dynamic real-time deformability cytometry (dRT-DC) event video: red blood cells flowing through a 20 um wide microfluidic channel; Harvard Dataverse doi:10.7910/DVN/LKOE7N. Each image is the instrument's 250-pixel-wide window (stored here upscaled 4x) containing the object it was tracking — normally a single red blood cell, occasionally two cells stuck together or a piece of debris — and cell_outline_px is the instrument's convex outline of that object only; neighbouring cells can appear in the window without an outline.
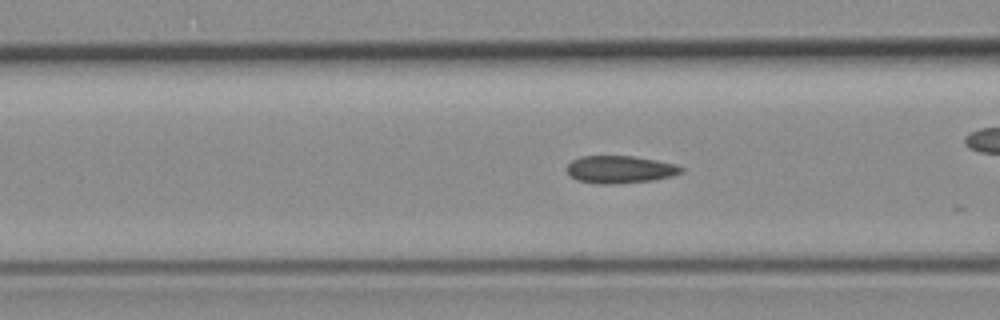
{"species": "common noctule bat (a hibernating species)", "species_latin": "Nyctalus noctula", "temperature_condition": "room temperature", "stored_images_in_passage": 25, "camera_frame_rate_fps": 3000, "um_per_image_px": 0.085, "animal": {"sex": "female", "body_mass_g": 19.3, "forearm_length_mm": 54.1}, "frame": {"image": 1, "passage_image": 17, "time_ms": 5.333, "image_size_px": [1000, 320], "cell_outline_px": [[684, 172], [672, 176], [652, 180], [612, 184], [596, 184], [576, 180], [568, 172], [568, 164], [572, 160], [580, 156], [632, 156], [656, 160], [676, 164], [684, 168]], "centroid_in_image_um": [52.72, 14.4], "position_along_channel_um": 113.9, "area_um2": 18.32}}